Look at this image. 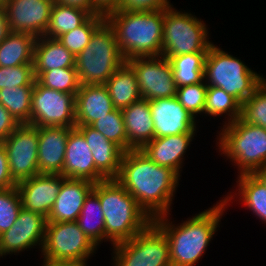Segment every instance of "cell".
I'll return each mask as SVG.
<instances>
[{"mask_svg": "<svg viewBox=\"0 0 266 266\" xmlns=\"http://www.w3.org/2000/svg\"><path fill=\"white\" fill-rule=\"evenodd\" d=\"M218 149L234 162L239 174H253L266 166V129L244 123L240 118L223 125Z\"/></svg>", "mask_w": 266, "mask_h": 266, "instance_id": "8992f818", "label": "cell"}, {"mask_svg": "<svg viewBox=\"0 0 266 266\" xmlns=\"http://www.w3.org/2000/svg\"><path fill=\"white\" fill-rule=\"evenodd\" d=\"M42 266H87L81 263H72V262H57V261H49L43 260Z\"/></svg>", "mask_w": 266, "mask_h": 266, "instance_id": "7dc6e473", "label": "cell"}, {"mask_svg": "<svg viewBox=\"0 0 266 266\" xmlns=\"http://www.w3.org/2000/svg\"><path fill=\"white\" fill-rule=\"evenodd\" d=\"M20 124L0 103V143L3 142Z\"/></svg>", "mask_w": 266, "mask_h": 266, "instance_id": "7bdbcfd3", "label": "cell"}, {"mask_svg": "<svg viewBox=\"0 0 266 266\" xmlns=\"http://www.w3.org/2000/svg\"><path fill=\"white\" fill-rule=\"evenodd\" d=\"M241 103L222 88L207 86L204 114L209 116L228 115L224 125L240 118ZM228 122V123H227Z\"/></svg>", "mask_w": 266, "mask_h": 266, "instance_id": "d6a6232c", "label": "cell"}, {"mask_svg": "<svg viewBox=\"0 0 266 266\" xmlns=\"http://www.w3.org/2000/svg\"><path fill=\"white\" fill-rule=\"evenodd\" d=\"M134 71L142 98L150 101L176 96L172 66L160 56L135 57L125 61Z\"/></svg>", "mask_w": 266, "mask_h": 266, "instance_id": "7c38bea8", "label": "cell"}, {"mask_svg": "<svg viewBox=\"0 0 266 266\" xmlns=\"http://www.w3.org/2000/svg\"><path fill=\"white\" fill-rule=\"evenodd\" d=\"M85 235L96 245L105 240V222L98 195L92 190L76 220Z\"/></svg>", "mask_w": 266, "mask_h": 266, "instance_id": "83f0119b", "label": "cell"}, {"mask_svg": "<svg viewBox=\"0 0 266 266\" xmlns=\"http://www.w3.org/2000/svg\"><path fill=\"white\" fill-rule=\"evenodd\" d=\"M54 0H7L5 10L11 32L44 36Z\"/></svg>", "mask_w": 266, "mask_h": 266, "instance_id": "9a60e30c", "label": "cell"}, {"mask_svg": "<svg viewBox=\"0 0 266 266\" xmlns=\"http://www.w3.org/2000/svg\"><path fill=\"white\" fill-rule=\"evenodd\" d=\"M114 29L125 61L135 57L160 56L162 53L164 10H117L105 17Z\"/></svg>", "mask_w": 266, "mask_h": 266, "instance_id": "3957f363", "label": "cell"}, {"mask_svg": "<svg viewBox=\"0 0 266 266\" xmlns=\"http://www.w3.org/2000/svg\"><path fill=\"white\" fill-rule=\"evenodd\" d=\"M36 39L28 33L11 32L0 44V67L33 64Z\"/></svg>", "mask_w": 266, "mask_h": 266, "instance_id": "4316f807", "label": "cell"}, {"mask_svg": "<svg viewBox=\"0 0 266 266\" xmlns=\"http://www.w3.org/2000/svg\"><path fill=\"white\" fill-rule=\"evenodd\" d=\"M240 119L244 123L266 129V79L241 103Z\"/></svg>", "mask_w": 266, "mask_h": 266, "instance_id": "8d00e7d4", "label": "cell"}, {"mask_svg": "<svg viewBox=\"0 0 266 266\" xmlns=\"http://www.w3.org/2000/svg\"><path fill=\"white\" fill-rule=\"evenodd\" d=\"M83 134L94 158L95 168L106 178L115 179L124 151L89 125L76 126Z\"/></svg>", "mask_w": 266, "mask_h": 266, "instance_id": "7402d4cb", "label": "cell"}, {"mask_svg": "<svg viewBox=\"0 0 266 266\" xmlns=\"http://www.w3.org/2000/svg\"><path fill=\"white\" fill-rule=\"evenodd\" d=\"M90 126L100 132L109 141L118 145L124 152L133 149L127 141L124 117L121 109H114L107 116H103Z\"/></svg>", "mask_w": 266, "mask_h": 266, "instance_id": "e575fe53", "label": "cell"}, {"mask_svg": "<svg viewBox=\"0 0 266 266\" xmlns=\"http://www.w3.org/2000/svg\"><path fill=\"white\" fill-rule=\"evenodd\" d=\"M170 0H122L121 10L125 11H157L173 7Z\"/></svg>", "mask_w": 266, "mask_h": 266, "instance_id": "60d3db41", "label": "cell"}, {"mask_svg": "<svg viewBox=\"0 0 266 266\" xmlns=\"http://www.w3.org/2000/svg\"><path fill=\"white\" fill-rule=\"evenodd\" d=\"M207 85L205 81L177 87L176 97L184 108L194 117L204 113ZM196 114V115H195Z\"/></svg>", "mask_w": 266, "mask_h": 266, "instance_id": "74e56055", "label": "cell"}, {"mask_svg": "<svg viewBox=\"0 0 266 266\" xmlns=\"http://www.w3.org/2000/svg\"><path fill=\"white\" fill-rule=\"evenodd\" d=\"M232 195H227L216 206L210 207L178 226L168 221V214L153 222L164 232L169 243L171 266H195L219 227L220 219Z\"/></svg>", "mask_w": 266, "mask_h": 266, "instance_id": "7a4b0ae2", "label": "cell"}, {"mask_svg": "<svg viewBox=\"0 0 266 266\" xmlns=\"http://www.w3.org/2000/svg\"><path fill=\"white\" fill-rule=\"evenodd\" d=\"M195 132L154 138L141 151L154 163L172 169L180 177L185 152Z\"/></svg>", "mask_w": 266, "mask_h": 266, "instance_id": "44dd1931", "label": "cell"}, {"mask_svg": "<svg viewBox=\"0 0 266 266\" xmlns=\"http://www.w3.org/2000/svg\"><path fill=\"white\" fill-rule=\"evenodd\" d=\"M6 2L7 0H0V8H4Z\"/></svg>", "mask_w": 266, "mask_h": 266, "instance_id": "681fc988", "label": "cell"}, {"mask_svg": "<svg viewBox=\"0 0 266 266\" xmlns=\"http://www.w3.org/2000/svg\"><path fill=\"white\" fill-rule=\"evenodd\" d=\"M75 95L46 88L35 80L30 125L35 127H76Z\"/></svg>", "mask_w": 266, "mask_h": 266, "instance_id": "8fae6325", "label": "cell"}, {"mask_svg": "<svg viewBox=\"0 0 266 266\" xmlns=\"http://www.w3.org/2000/svg\"><path fill=\"white\" fill-rule=\"evenodd\" d=\"M11 33L5 8H0V44Z\"/></svg>", "mask_w": 266, "mask_h": 266, "instance_id": "bcb514c9", "label": "cell"}, {"mask_svg": "<svg viewBox=\"0 0 266 266\" xmlns=\"http://www.w3.org/2000/svg\"><path fill=\"white\" fill-rule=\"evenodd\" d=\"M54 2L86 10L91 15H95V6L93 4V0H54Z\"/></svg>", "mask_w": 266, "mask_h": 266, "instance_id": "f6af8a7d", "label": "cell"}, {"mask_svg": "<svg viewBox=\"0 0 266 266\" xmlns=\"http://www.w3.org/2000/svg\"><path fill=\"white\" fill-rule=\"evenodd\" d=\"M253 174L263 185L266 186V166L261 169H257Z\"/></svg>", "mask_w": 266, "mask_h": 266, "instance_id": "c3c4849f", "label": "cell"}, {"mask_svg": "<svg viewBox=\"0 0 266 266\" xmlns=\"http://www.w3.org/2000/svg\"><path fill=\"white\" fill-rule=\"evenodd\" d=\"M65 179L61 174H37L17 183L22 207L47 218Z\"/></svg>", "mask_w": 266, "mask_h": 266, "instance_id": "e0dca14e", "label": "cell"}, {"mask_svg": "<svg viewBox=\"0 0 266 266\" xmlns=\"http://www.w3.org/2000/svg\"><path fill=\"white\" fill-rule=\"evenodd\" d=\"M46 223L42 214L22 207L14 224L0 234V257L11 253L15 255L36 245H40L42 250Z\"/></svg>", "mask_w": 266, "mask_h": 266, "instance_id": "5bb4252c", "label": "cell"}, {"mask_svg": "<svg viewBox=\"0 0 266 266\" xmlns=\"http://www.w3.org/2000/svg\"><path fill=\"white\" fill-rule=\"evenodd\" d=\"M34 86L0 89V103L19 124H30Z\"/></svg>", "mask_w": 266, "mask_h": 266, "instance_id": "1f68e13d", "label": "cell"}, {"mask_svg": "<svg viewBox=\"0 0 266 266\" xmlns=\"http://www.w3.org/2000/svg\"><path fill=\"white\" fill-rule=\"evenodd\" d=\"M93 182L85 179L66 178L48 214L47 222L76 221L86 197L93 190Z\"/></svg>", "mask_w": 266, "mask_h": 266, "instance_id": "d6986e66", "label": "cell"}, {"mask_svg": "<svg viewBox=\"0 0 266 266\" xmlns=\"http://www.w3.org/2000/svg\"><path fill=\"white\" fill-rule=\"evenodd\" d=\"M35 80L33 64L0 67V89L34 86Z\"/></svg>", "mask_w": 266, "mask_h": 266, "instance_id": "ab89813d", "label": "cell"}, {"mask_svg": "<svg viewBox=\"0 0 266 266\" xmlns=\"http://www.w3.org/2000/svg\"><path fill=\"white\" fill-rule=\"evenodd\" d=\"M238 178L239 200L266 223V186L254 174H241Z\"/></svg>", "mask_w": 266, "mask_h": 266, "instance_id": "4dcf8cb0", "label": "cell"}, {"mask_svg": "<svg viewBox=\"0 0 266 266\" xmlns=\"http://www.w3.org/2000/svg\"><path fill=\"white\" fill-rule=\"evenodd\" d=\"M17 183L13 180L7 158V152L2 143H0V190L15 187Z\"/></svg>", "mask_w": 266, "mask_h": 266, "instance_id": "b9f144b4", "label": "cell"}, {"mask_svg": "<svg viewBox=\"0 0 266 266\" xmlns=\"http://www.w3.org/2000/svg\"><path fill=\"white\" fill-rule=\"evenodd\" d=\"M204 81L207 86L222 88L243 103L265 80L237 57L212 44L204 62Z\"/></svg>", "mask_w": 266, "mask_h": 266, "instance_id": "52a82bcc", "label": "cell"}, {"mask_svg": "<svg viewBox=\"0 0 266 266\" xmlns=\"http://www.w3.org/2000/svg\"><path fill=\"white\" fill-rule=\"evenodd\" d=\"M76 57L55 38L41 36L34 45L33 67L37 79L44 71L75 68Z\"/></svg>", "mask_w": 266, "mask_h": 266, "instance_id": "d4e9b609", "label": "cell"}, {"mask_svg": "<svg viewBox=\"0 0 266 266\" xmlns=\"http://www.w3.org/2000/svg\"><path fill=\"white\" fill-rule=\"evenodd\" d=\"M112 248L114 266H171L168 239L153 221L132 239Z\"/></svg>", "mask_w": 266, "mask_h": 266, "instance_id": "9c48e42d", "label": "cell"}, {"mask_svg": "<svg viewBox=\"0 0 266 266\" xmlns=\"http://www.w3.org/2000/svg\"><path fill=\"white\" fill-rule=\"evenodd\" d=\"M122 0H93L95 15L107 16L113 11L120 9Z\"/></svg>", "mask_w": 266, "mask_h": 266, "instance_id": "ee69618b", "label": "cell"}, {"mask_svg": "<svg viewBox=\"0 0 266 266\" xmlns=\"http://www.w3.org/2000/svg\"><path fill=\"white\" fill-rule=\"evenodd\" d=\"M69 133L70 128L67 127H39L38 172L40 174L63 172Z\"/></svg>", "mask_w": 266, "mask_h": 266, "instance_id": "ffe728a7", "label": "cell"}, {"mask_svg": "<svg viewBox=\"0 0 266 266\" xmlns=\"http://www.w3.org/2000/svg\"><path fill=\"white\" fill-rule=\"evenodd\" d=\"M128 144L141 149L154 139V123L149 101L141 98L122 109Z\"/></svg>", "mask_w": 266, "mask_h": 266, "instance_id": "cb8c5ba5", "label": "cell"}, {"mask_svg": "<svg viewBox=\"0 0 266 266\" xmlns=\"http://www.w3.org/2000/svg\"><path fill=\"white\" fill-rule=\"evenodd\" d=\"M39 127L20 124L3 142L7 152L9 170L13 180L19 183L38 172Z\"/></svg>", "mask_w": 266, "mask_h": 266, "instance_id": "4fadbf2b", "label": "cell"}, {"mask_svg": "<svg viewBox=\"0 0 266 266\" xmlns=\"http://www.w3.org/2000/svg\"><path fill=\"white\" fill-rule=\"evenodd\" d=\"M114 109L105 85H81L75 95L76 126H90Z\"/></svg>", "mask_w": 266, "mask_h": 266, "instance_id": "603a6c76", "label": "cell"}, {"mask_svg": "<svg viewBox=\"0 0 266 266\" xmlns=\"http://www.w3.org/2000/svg\"><path fill=\"white\" fill-rule=\"evenodd\" d=\"M90 16L86 10L54 2L44 36L57 39L60 35L81 26Z\"/></svg>", "mask_w": 266, "mask_h": 266, "instance_id": "f1b7e54d", "label": "cell"}, {"mask_svg": "<svg viewBox=\"0 0 266 266\" xmlns=\"http://www.w3.org/2000/svg\"><path fill=\"white\" fill-rule=\"evenodd\" d=\"M61 175L65 178L85 179L93 183L106 180L95 168L91 150L83 134L76 127L70 128Z\"/></svg>", "mask_w": 266, "mask_h": 266, "instance_id": "ac0fdd59", "label": "cell"}, {"mask_svg": "<svg viewBox=\"0 0 266 266\" xmlns=\"http://www.w3.org/2000/svg\"><path fill=\"white\" fill-rule=\"evenodd\" d=\"M42 86L67 94H76L81 83L75 68L44 71L37 79Z\"/></svg>", "mask_w": 266, "mask_h": 266, "instance_id": "d590c367", "label": "cell"}, {"mask_svg": "<svg viewBox=\"0 0 266 266\" xmlns=\"http://www.w3.org/2000/svg\"><path fill=\"white\" fill-rule=\"evenodd\" d=\"M106 21L103 15H91L81 26L60 35V41L75 57L88 45L93 33Z\"/></svg>", "mask_w": 266, "mask_h": 266, "instance_id": "836d02e7", "label": "cell"}, {"mask_svg": "<svg viewBox=\"0 0 266 266\" xmlns=\"http://www.w3.org/2000/svg\"><path fill=\"white\" fill-rule=\"evenodd\" d=\"M21 208V197L16 186L0 190V234L14 224Z\"/></svg>", "mask_w": 266, "mask_h": 266, "instance_id": "f35d334b", "label": "cell"}, {"mask_svg": "<svg viewBox=\"0 0 266 266\" xmlns=\"http://www.w3.org/2000/svg\"><path fill=\"white\" fill-rule=\"evenodd\" d=\"M124 62L115 31L105 21L76 56L75 69L81 85H104Z\"/></svg>", "mask_w": 266, "mask_h": 266, "instance_id": "5b68a950", "label": "cell"}, {"mask_svg": "<svg viewBox=\"0 0 266 266\" xmlns=\"http://www.w3.org/2000/svg\"><path fill=\"white\" fill-rule=\"evenodd\" d=\"M93 191L104 214L105 241L112 245L132 239L153 221L116 179L95 183Z\"/></svg>", "mask_w": 266, "mask_h": 266, "instance_id": "277c9868", "label": "cell"}, {"mask_svg": "<svg viewBox=\"0 0 266 266\" xmlns=\"http://www.w3.org/2000/svg\"><path fill=\"white\" fill-rule=\"evenodd\" d=\"M149 106L154 123V138L197 131L195 118L176 96L150 100Z\"/></svg>", "mask_w": 266, "mask_h": 266, "instance_id": "2e32d148", "label": "cell"}, {"mask_svg": "<svg viewBox=\"0 0 266 266\" xmlns=\"http://www.w3.org/2000/svg\"><path fill=\"white\" fill-rule=\"evenodd\" d=\"M206 24L188 12L174 7L164 10L161 55L166 59L191 53H207L213 44L208 39Z\"/></svg>", "mask_w": 266, "mask_h": 266, "instance_id": "ba28073f", "label": "cell"}, {"mask_svg": "<svg viewBox=\"0 0 266 266\" xmlns=\"http://www.w3.org/2000/svg\"><path fill=\"white\" fill-rule=\"evenodd\" d=\"M207 53H191L170 57L176 86H187L204 81V62Z\"/></svg>", "mask_w": 266, "mask_h": 266, "instance_id": "f546056e", "label": "cell"}, {"mask_svg": "<svg viewBox=\"0 0 266 266\" xmlns=\"http://www.w3.org/2000/svg\"><path fill=\"white\" fill-rule=\"evenodd\" d=\"M154 220L169 214L180 177L170 168L151 161L141 149L124 152L115 178Z\"/></svg>", "mask_w": 266, "mask_h": 266, "instance_id": "6da1fadb", "label": "cell"}, {"mask_svg": "<svg viewBox=\"0 0 266 266\" xmlns=\"http://www.w3.org/2000/svg\"><path fill=\"white\" fill-rule=\"evenodd\" d=\"M115 109H123L142 98L132 68L124 62L104 84Z\"/></svg>", "mask_w": 266, "mask_h": 266, "instance_id": "484cf974", "label": "cell"}, {"mask_svg": "<svg viewBox=\"0 0 266 266\" xmlns=\"http://www.w3.org/2000/svg\"><path fill=\"white\" fill-rule=\"evenodd\" d=\"M97 246L85 235L76 221L47 222L41 252L44 260L87 265Z\"/></svg>", "mask_w": 266, "mask_h": 266, "instance_id": "30bf717a", "label": "cell"}]
</instances>
